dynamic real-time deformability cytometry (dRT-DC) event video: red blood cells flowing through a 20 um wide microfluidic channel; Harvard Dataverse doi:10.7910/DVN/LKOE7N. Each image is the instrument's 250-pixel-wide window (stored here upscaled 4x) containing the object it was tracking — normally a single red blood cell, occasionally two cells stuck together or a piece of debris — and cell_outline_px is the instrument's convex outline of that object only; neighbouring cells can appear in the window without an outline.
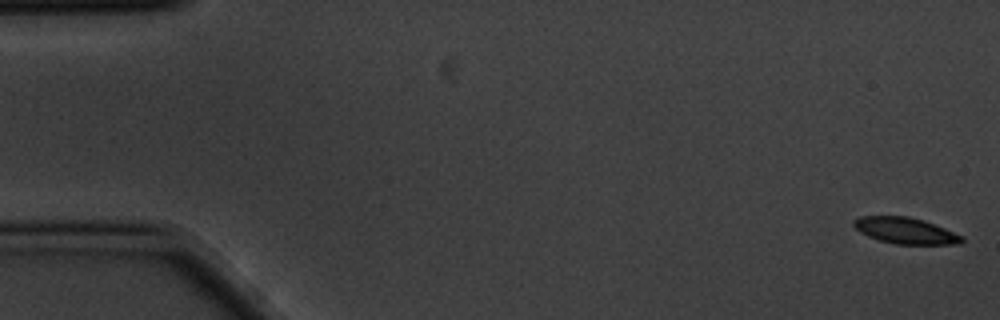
{"species": "common noctule bat (a hibernating species)", "species_latin": "Nyctalus noctula", "temperature_condition": "cold", "stored_images_in_passage": 15, "camera_frame_rate_fps": 3000, "um_per_image_px": 0.085, "animal": {"sex": "male", "body_mass_g": 20.1, "forearm_length_mm": 53.5}, "frame": {"image": 1, "passage_image": 1, "time_ms": 0.0, "image_size_px": [1000, 320], "cell_outline_px": [[964, 240], [960, 244], [896, 244], [880, 240], [868, 236], [860, 232], [852, 224], [852, 220], [860, 216], [908, 216], [924, 220], [964, 236]], "centroid_in_image_um": [76.96, 19.6], "position_along_channel_um": 8.0, "area_um2": 16.53}}
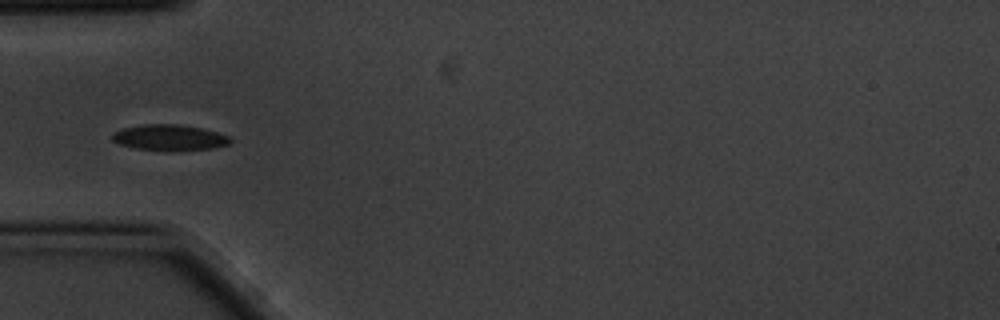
{"frame": {"image": 2, "passage_image": 5, "time_ms": 1.333, "image_size_px": [1000, 320], "cell_outline_px": [[232, 140], [228, 144], [212, 148], [172, 152], [168, 152], [136, 148], [120, 144], [112, 140], [112, 132], [124, 128], [144, 124], [180, 124], [200, 128], [216, 132], [228, 136]], "centroid_in_image_um": [14.39, 11.71], "position_along_channel_um": 70.6, "area_um2": 17.92}}
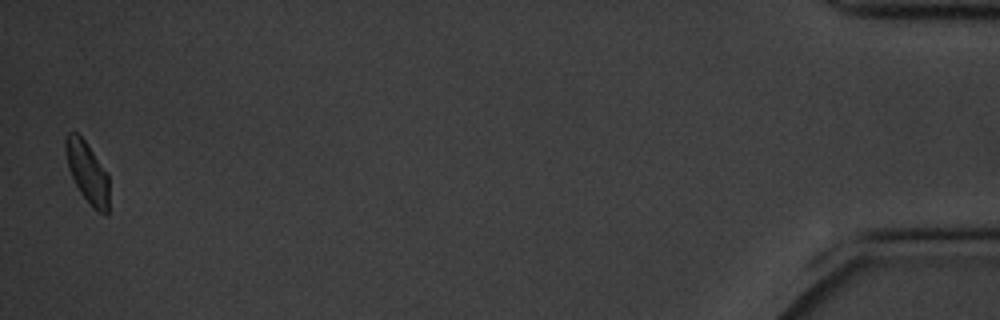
{"frame": {"image": 3, "passage_image": 15, "time_ms": 4.667, "image_size_px": [1000, 320], "cell_outline_px": [[108, 216], [104, 216], [92, 208], [80, 192], [68, 168], [64, 148], [64, 140], [68, 132], [76, 132], [84, 140], [108, 172]], "centroid_in_image_um": [7.43, 14.67], "position_along_channel_um": 427.8, "area_um2": 15.66}}